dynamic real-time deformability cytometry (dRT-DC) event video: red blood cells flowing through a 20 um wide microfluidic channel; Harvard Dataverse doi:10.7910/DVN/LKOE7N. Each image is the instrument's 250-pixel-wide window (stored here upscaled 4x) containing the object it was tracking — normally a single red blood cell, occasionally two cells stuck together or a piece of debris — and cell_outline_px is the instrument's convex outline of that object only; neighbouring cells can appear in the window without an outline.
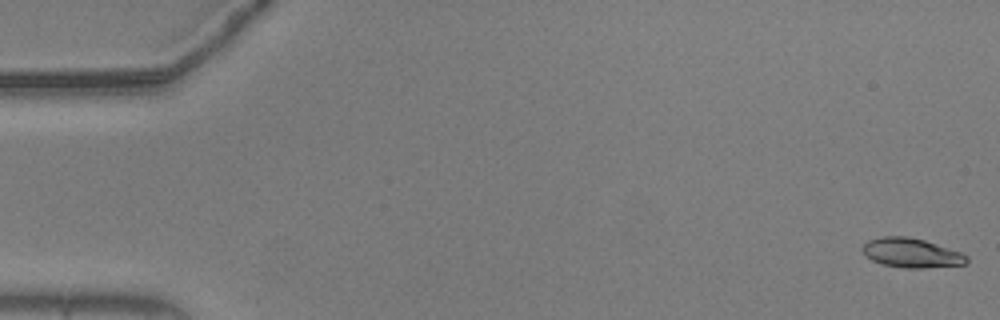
{"species": "common noctule bat (a hibernating species)", "species_latin": "Nyctalus noctula", "temperature_condition": "warm", "stored_images_in_passage": 54, "camera_frame_rate_fps": 3000, "um_per_image_px": 0.085, "animal": {"sex": "male", "body_mass_g": 20.5, "forearm_length_mm": 52.5}, "frame": {"image": 1, "passage_image": 1, "time_ms": 0.0, "image_size_px": [1000, 320], "cell_outline_px": [[968, 260], [964, 264], [924, 268], [904, 268], [884, 264], [872, 260], [860, 248], [868, 240], [880, 236], [908, 236], [924, 240], [960, 252], [968, 256]], "centroid_in_image_um": [77.45, 21.49], "position_along_channel_um": 7.5, "area_um2": 17.69}}
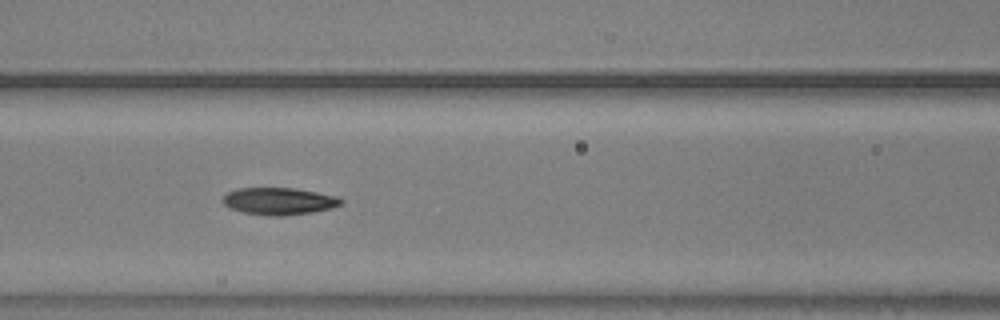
{"frame": {"image": 2, "passage_image": 24, "time_ms": 7.667, "image_size_px": [1000, 320], "cell_outline_px": [[344, 204], [332, 208], [312, 212], [280, 216], [268, 216], [244, 212], [232, 208], [224, 204], [224, 196], [228, 192], [236, 188], [292, 188], [316, 192], [336, 196], [344, 200]], "centroid_in_image_um": [23.76, 17.1], "position_along_channel_um": 142.8, "area_um2": 18.55}}
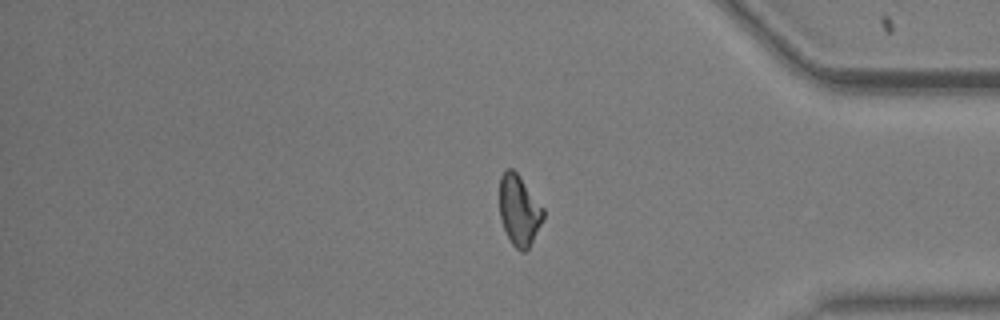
{"frame": {"image": 3, "passage_image": 46, "time_ms": 15.0, "image_size_px": [1000, 320], "cell_outline_px": [[544, 216], [528, 248], [524, 252], [520, 252], [512, 244], [504, 228], [500, 216], [500, 176], [504, 168], [512, 168], [520, 176], [544, 208]], "centroid_in_image_um": [44.11, 17.83], "position_along_channel_um": 391.1, "area_um2": 17.8}, "authors_computed_cell_mechanics": {"area_um2": 18.2648, "velocity_mm_per_s": 3.6806, "shape_relaxation_time_tau1_ms": 4.4441, "shape_relaxation_time_tau2_ms": 5.7877, "deformation_change_tau1": 0.1706, "deformation_change_tau2": 0.1172}}